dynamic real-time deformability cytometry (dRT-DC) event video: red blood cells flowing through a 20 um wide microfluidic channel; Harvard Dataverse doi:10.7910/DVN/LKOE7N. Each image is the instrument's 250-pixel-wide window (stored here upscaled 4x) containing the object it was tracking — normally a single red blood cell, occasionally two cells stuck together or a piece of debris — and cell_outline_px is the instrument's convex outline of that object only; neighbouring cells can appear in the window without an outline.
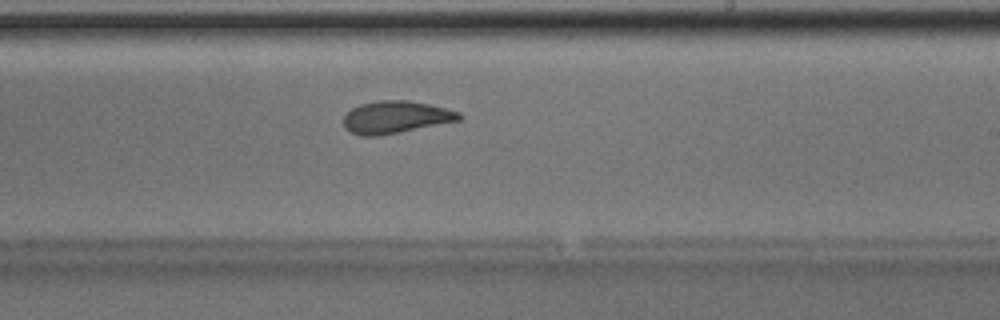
{"species": "Egyptian fruit bat (a non-hibernating species)", "species_latin": "Rousettus aegyptiacus", "temperature_condition": "room temperature", "stored_images_in_passage": 47, "camera_frame_rate_fps": 3000, "um_per_image_px": 0.085, "animal": {"sex": "male"}, "frame": {"image": 1, "passage_image": 27, "time_ms": 8.667, "image_size_px": [1000, 320], "cell_outline_px": [[464, 116], [460, 120], [400, 132], [376, 136], [360, 136], [344, 128], [344, 116], [352, 108], [360, 104], [380, 100], [408, 100], [428, 104], [460, 112]], "centroid_in_image_um": [33.63, 9.96], "position_along_channel_um": 255.4, "area_um2": 21.68}, "authors_computed_cell_mechanics": {"area_um2": 21.964, "velocity_mm_per_s": 4.0114, "shape_relaxation_time_tau1_ms": 5.5378, "shape_relaxation_time_tau2_ms": 1.7411, "deformation_change_tau1": 0.1627, "deformation_change_tau2": 0.0687}}